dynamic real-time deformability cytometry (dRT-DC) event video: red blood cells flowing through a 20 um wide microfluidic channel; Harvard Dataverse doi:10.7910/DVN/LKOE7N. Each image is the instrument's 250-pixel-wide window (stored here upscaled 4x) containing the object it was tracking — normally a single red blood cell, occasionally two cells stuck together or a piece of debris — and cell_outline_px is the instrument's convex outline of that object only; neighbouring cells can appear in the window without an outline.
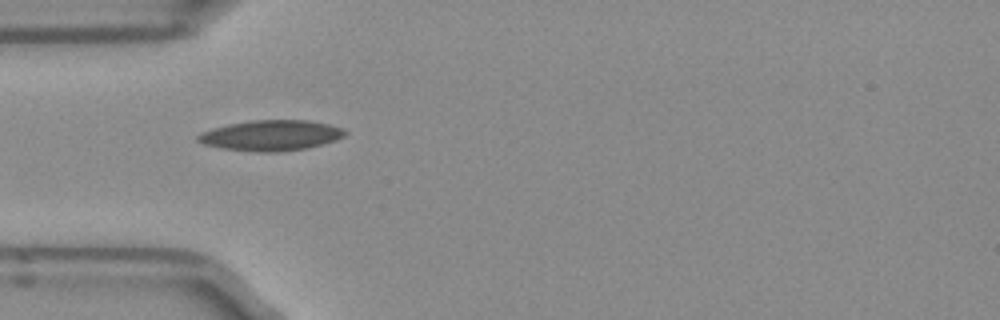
{"species": "Egyptian fruit bat (a non-hibernating species)", "species_latin": "Rousettus aegyptiacus", "temperature_condition": "room temperature", "stored_images_in_passage": 4, "camera_frame_rate_fps": 3000, "um_per_image_px": 0.085, "frame": {"image": 1, "passage_image": 3, "time_ms": 0.667, "image_size_px": [1000, 320], "cell_outline_px": [[348, 132], [344, 136], [336, 140], [304, 148], [276, 152], [260, 152], [224, 148], [204, 144], [196, 140], [196, 136], [200, 132], [228, 124], [252, 120], [308, 120], [328, 124], [344, 128]], "centroid_in_image_um": [23.04, 11.5], "position_along_channel_um": 62.0, "area_um2": 25.95}}